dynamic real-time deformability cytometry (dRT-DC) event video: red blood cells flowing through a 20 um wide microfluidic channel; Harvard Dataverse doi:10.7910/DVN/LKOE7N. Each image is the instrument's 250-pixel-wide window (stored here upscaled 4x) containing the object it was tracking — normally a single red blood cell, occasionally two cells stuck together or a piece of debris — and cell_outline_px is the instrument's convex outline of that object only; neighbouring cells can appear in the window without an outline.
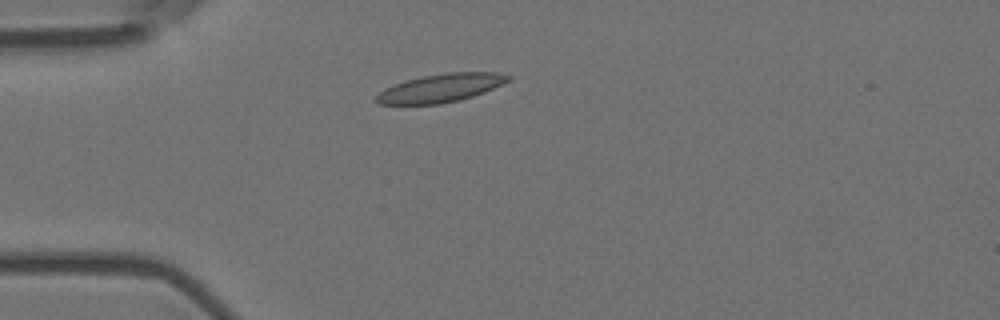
{"species": "Egyptian fruit bat (a non-hibernating species)", "species_latin": "Rousettus aegyptiacus", "temperature_condition": "room temperature", "stored_images_in_passage": 2, "camera_frame_rate_fps": 3000, "um_per_image_px": 0.085, "animal": {"sex": "female"}, "frame": {"image": 1, "passage_image": 2, "time_ms": 0.333, "image_size_px": [1000, 320], "cell_outline_px": [[512, 80], [484, 92], [472, 96], [440, 104], [376, 104], [372, 100], [384, 88], [408, 80], [424, 76], [448, 72], [496, 72], [512, 76]], "centroid_in_image_um": [37.47, 7.48], "position_along_channel_um": 47.5, "area_um2": 21.62}}